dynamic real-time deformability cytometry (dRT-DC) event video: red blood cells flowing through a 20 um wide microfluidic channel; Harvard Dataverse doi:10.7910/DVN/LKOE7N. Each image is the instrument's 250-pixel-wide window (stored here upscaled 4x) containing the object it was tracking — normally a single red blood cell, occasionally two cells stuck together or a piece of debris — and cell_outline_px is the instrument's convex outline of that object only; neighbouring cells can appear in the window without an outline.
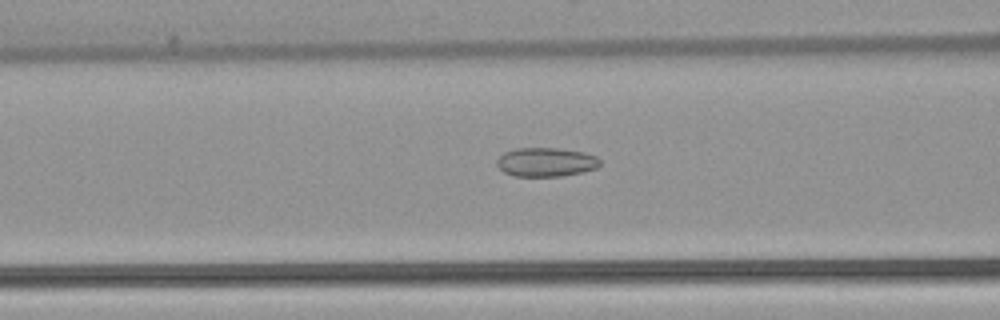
{"species": "common noctule bat (a hibernating species)", "species_latin": "Nyctalus noctula", "temperature_condition": "warm", "stored_images_in_passage": 52, "camera_frame_rate_fps": 3000, "um_per_image_px": 0.085, "animal": {"sex": "female", "body_mass_g": 22.7, "forearm_length_mm": 54.2}, "frame": {"image": 1, "passage_image": 21, "time_ms": 6.667, "image_size_px": [1000, 320], "cell_outline_px": [[600, 164], [596, 168], [580, 172], [560, 176], [512, 176], [504, 172], [496, 164], [496, 160], [504, 152], [516, 148], [556, 148], [584, 152], [596, 156], [600, 160]], "centroid_in_image_um": [46.38, 13.77], "position_along_channel_um": 120.2, "area_um2": 17.34}}
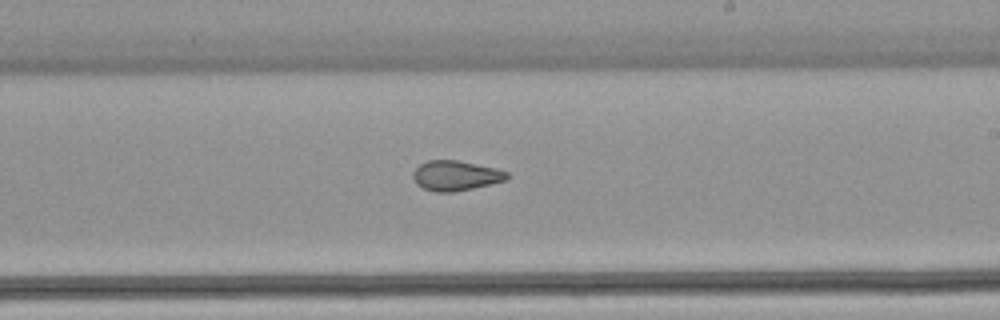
{"frame": {"image": 2, "passage_image": 31, "time_ms": 10.0, "image_size_px": [1000, 320], "cell_outline_px": [[508, 180], [472, 188], [452, 192], [436, 192], [424, 188], [416, 184], [412, 176], [412, 172], [420, 164], [428, 160], [456, 160], [496, 168], [508, 172]], "centroid_in_image_um": [38.72, 14.92], "position_along_channel_um": 250.3, "area_um2": 16.36}}
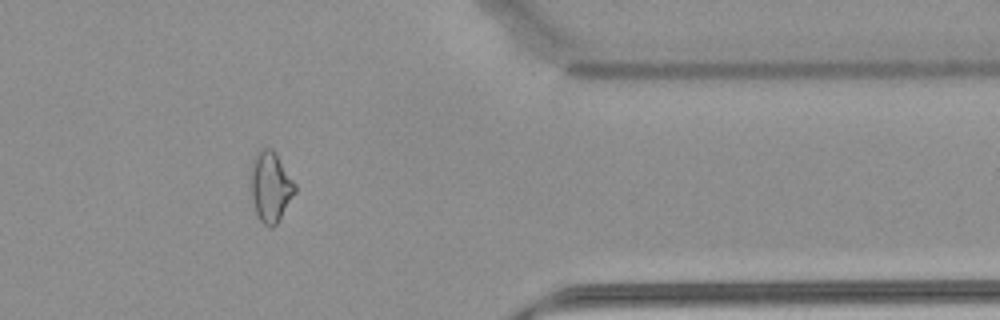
{"frame": {"image": 3, "passage_image": 43, "time_ms": 14.0, "image_size_px": [1000, 320], "cell_outline_px": [[296, 192], [276, 224], [272, 228], [268, 228], [260, 220], [256, 212], [252, 196], [252, 160], [256, 152], [260, 148], [272, 148], [276, 152], [296, 184]], "centroid_in_image_um": [23.02, 15.84], "position_along_channel_um": 388.4, "area_um2": 17.98}, "authors_computed_cell_mechanics": {"area_um2": 18.6405, "velocity_mm_per_s": 3.9085, "shape_relaxation_time_tau1_ms": null, "shape_relaxation_time_tau2_ms": 2.8941, "deformation_change_tau1": null, "deformation_change_tau2": 0.0842}}